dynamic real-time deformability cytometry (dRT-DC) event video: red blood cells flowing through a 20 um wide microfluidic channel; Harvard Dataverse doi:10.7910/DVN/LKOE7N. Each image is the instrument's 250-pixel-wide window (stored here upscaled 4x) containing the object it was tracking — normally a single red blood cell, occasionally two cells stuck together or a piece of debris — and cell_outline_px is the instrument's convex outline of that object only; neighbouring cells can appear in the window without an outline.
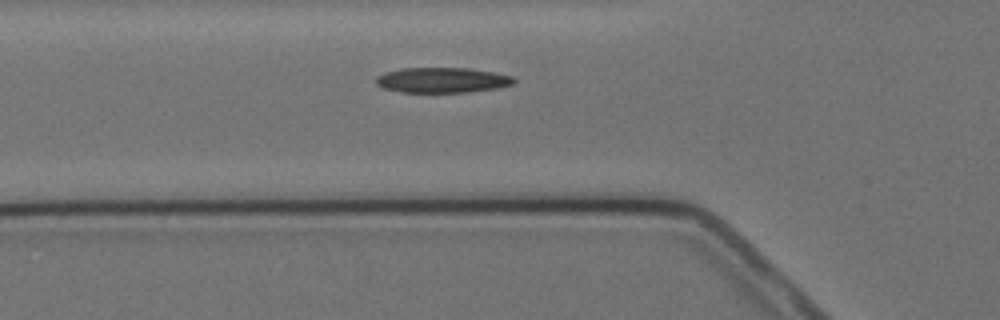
{"species": "Egyptian fruit bat (a non-hibernating species)", "species_latin": "Rousettus aegyptiacus", "temperature_condition": "cold", "stored_images_in_passage": 3, "camera_frame_rate_fps": 3000, "um_per_image_px": 0.085, "animal": {"sex": "female"}, "frame": {"image": 1, "passage_image": 3, "time_ms": 2.333, "image_size_px": [1000, 320], "cell_outline_px": [[516, 84], [496, 88], [468, 92], [400, 92], [384, 88], [376, 84], [376, 76], [384, 72], [400, 68], [468, 68], [492, 72], [512, 76], [516, 80]], "centroid_in_image_um": [37.58, 6.81], "position_along_channel_um": 88.2, "area_um2": 20.35}}